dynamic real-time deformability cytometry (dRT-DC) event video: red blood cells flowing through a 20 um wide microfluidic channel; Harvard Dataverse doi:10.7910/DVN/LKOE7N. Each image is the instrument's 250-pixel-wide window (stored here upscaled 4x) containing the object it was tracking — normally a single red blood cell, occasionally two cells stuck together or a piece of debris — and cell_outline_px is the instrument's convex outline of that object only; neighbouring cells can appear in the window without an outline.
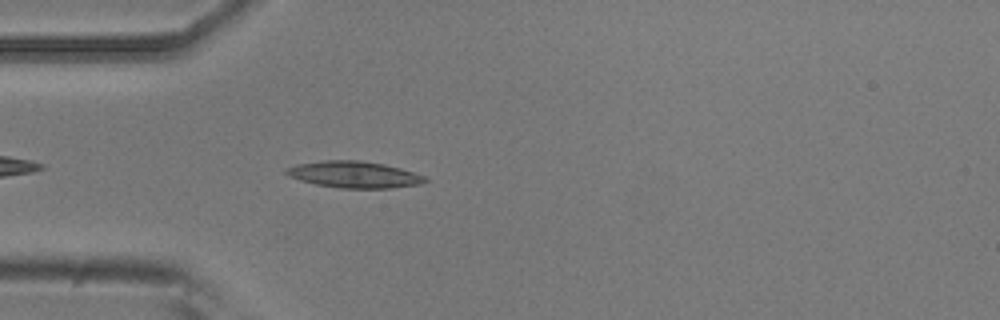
{"species": "common noctule bat (a hibernating species)", "species_latin": "Nyctalus noctula", "temperature_condition": "room temperature", "stored_images_in_passage": 2, "camera_frame_rate_fps": 3000, "um_per_image_px": 0.085, "animal": {"sex": "male", "body_mass_g": 20.5, "forearm_length_mm": 52.5}, "frame": {"image": 1, "passage_image": 2, "time_ms": 18.333, "image_size_px": [1000, 320], "cell_outline_px": [[428, 180], [420, 184], [392, 188], [340, 188], [316, 184], [300, 180], [288, 176], [284, 172], [284, 168], [296, 164], [324, 160], [360, 160], [384, 164], [400, 168], [424, 176]], "centroid_in_image_um": [30.06, 14.83], "position_along_channel_um": 54.9, "area_um2": 21.5}}